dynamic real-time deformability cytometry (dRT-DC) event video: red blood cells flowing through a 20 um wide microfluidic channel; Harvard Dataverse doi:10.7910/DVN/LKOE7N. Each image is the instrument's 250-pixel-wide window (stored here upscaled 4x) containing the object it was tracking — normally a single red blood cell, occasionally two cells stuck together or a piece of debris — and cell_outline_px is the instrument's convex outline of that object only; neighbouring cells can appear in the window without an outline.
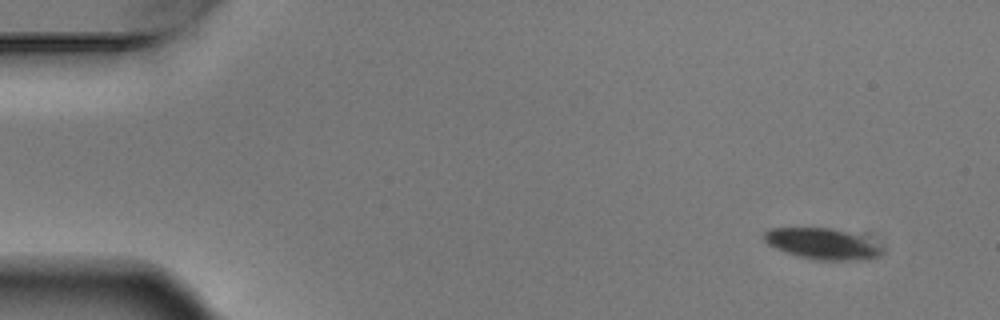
{"species": "Egyptian fruit bat (a non-hibernating species)", "species_latin": "Rousettus aegyptiacus", "temperature_condition": "warm", "stored_images_in_passage": 4, "camera_frame_rate_fps": 3000, "um_per_image_px": 0.085, "animal": {"sex": "male"}, "frame": {"image": 1, "passage_image": 1, "time_ms": 0.0, "image_size_px": [1000, 320], "cell_outline_px": [[880, 252], [876, 256], [856, 260], [816, 260], [800, 256], [776, 248], [768, 244], [764, 240], [764, 232], [768, 228], [832, 228], [848, 232], [880, 248]], "centroid_in_image_um": [69.75, 20.71], "position_along_channel_um": 15.2, "area_um2": 20.35}}
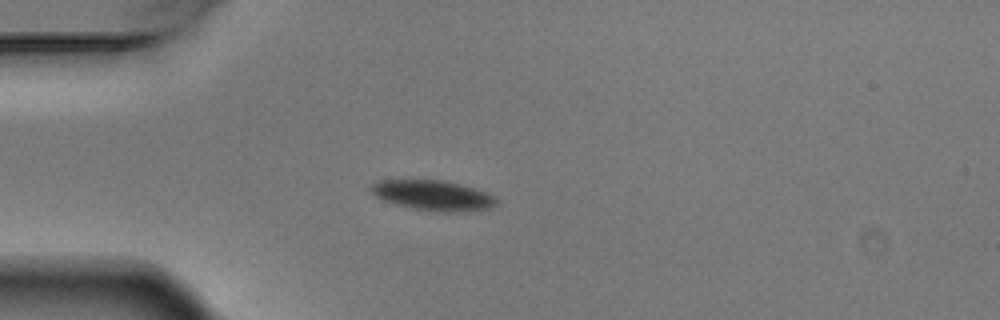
{"frame": {"image": 2, "passage_image": 4, "time_ms": 1.0, "image_size_px": [1000, 320], "cell_outline_px": [[496, 204], [492, 208], [460, 212], [432, 212], [412, 208], [396, 204], [384, 200], [376, 196], [372, 192], [372, 184], [380, 180], [444, 180], [460, 184], [496, 196]], "centroid_in_image_um": [36.83, 16.62], "position_along_channel_um": 48.2, "area_um2": 21.91}}